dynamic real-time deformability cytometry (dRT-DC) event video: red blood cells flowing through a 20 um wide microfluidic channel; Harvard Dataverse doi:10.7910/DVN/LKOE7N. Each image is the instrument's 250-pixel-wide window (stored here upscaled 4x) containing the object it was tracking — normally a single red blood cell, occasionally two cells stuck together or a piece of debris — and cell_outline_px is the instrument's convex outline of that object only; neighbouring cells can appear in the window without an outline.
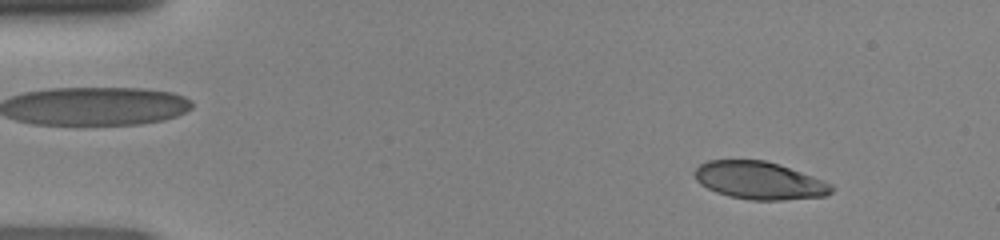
{"species": "human", "species_latin": "Homo sapiens", "temperature_condition": "room temperature", "stored_images_in_passage": 47, "camera_frame_rate_fps": 3000, "um_per_image_px": 0.085, "donor": {"sex": "female"}, "frame": {"image": 1, "passage_image": 5, "time_ms": 1.333, "image_size_px": [1000, 240], "cell_outline_px": [[836, 188], [832, 192], [824, 196], [780, 200], [752, 200], [732, 196], [716, 192], [700, 184], [696, 180], [692, 172], [700, 164], [708, 160], [764, 160], [780, 164], [824, 180], [832, 184]], "centroid_in_image_um": [64.56, 15.33], "position_along_channel_um": 20.4, "area_um2": 30.11}}
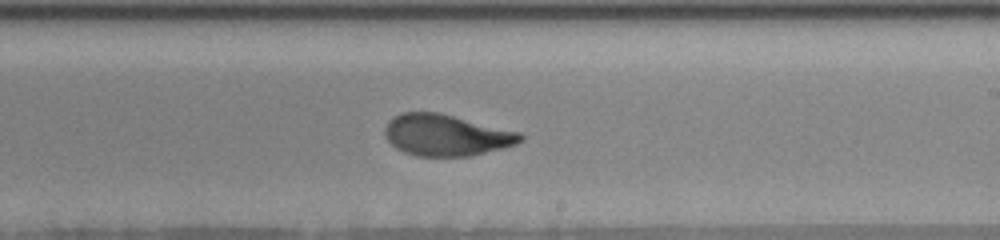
{"frame": {"image": 2, "passage_image": 28, "time_ms": 9.0, "image_size_px": [1000, 240], "cell_outline_px": [[524, 140], [516, 144], [504, 148], [472, 156], [416, 156], [404, 152], [396, 148], [384, 136], [384, 128], [388, 120], [392, 116], [400, 112], [440, 112], [520, 132], [524, 136]], "centroid_in_image_um": [37.92, 11.48], "position_along_channel_um": 251.1, "area_um2": 33.12}}
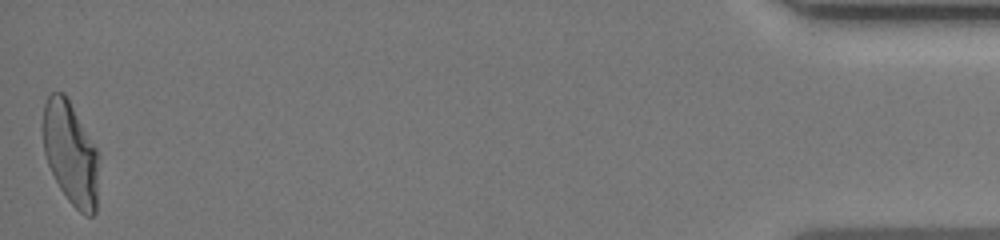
{"frame": {"image": 3, "passage_image": 47, "time_ms": 15.333, "image_size_px": [1000, 240], "cell_outline_px": [[96, 212], [92, 216], [88, 216], [80, 212], [68, 200], [60, 188], [48, 164], [44, 152], [44, 104], [48, 96], [52, 92], [64, 92], [96, 148]], "centroid_in_image_um": [5.97, 13.02], "position_along_channel_um": 429.2, "area_um2": 32.37}}